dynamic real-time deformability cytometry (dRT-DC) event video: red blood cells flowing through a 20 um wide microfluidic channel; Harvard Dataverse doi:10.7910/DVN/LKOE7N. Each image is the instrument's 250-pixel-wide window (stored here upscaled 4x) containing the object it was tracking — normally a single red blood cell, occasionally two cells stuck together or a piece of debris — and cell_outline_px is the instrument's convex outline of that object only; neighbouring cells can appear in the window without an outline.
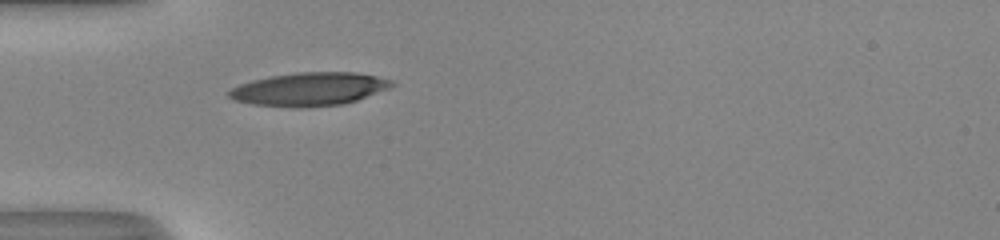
{"species": "human", "species_latin": "Homo sapiens", "temperature_condition": "room temperature", "stored_images_in_passage": 30, "camera_frame_rate_fps": 3000, "um_per_image_px": 0.085, "donor": {"sex": "male"}, "frame": {"image": 1, "passage_image": 1, "time_ms": 0.0, "image_size_px": [1000, 240], "cell_outline_px": [[396, 84], [388, 88], [356, 100], [344, 104], [304, 108], [292, 108], [252, 104], [236, 100], [228, 96], [228, 92], [232, 88], [240, 84], [252, 80], [268, 76], [296, 72], [356, 72], [376, 76], [392, 80]], "centroid_in_image_um": [26.27, 7.58], "position_along_channel_um": 58.7, "area_um2": 31.67}}
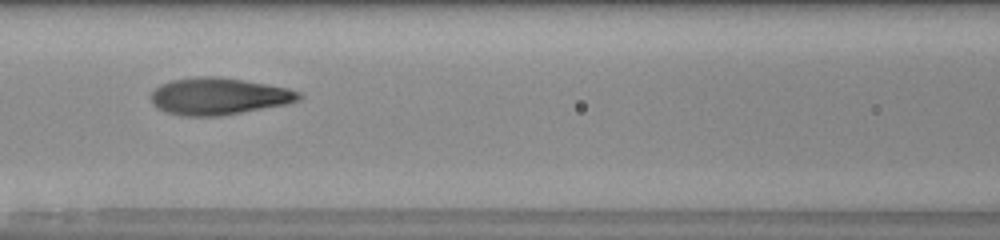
{"frame": {"image": 2, "passage_image": 8, "time_ms": 2.333, "image_size_px": [1000, 240], "cell_outline_px": [[304, 96], [300, 100], [288, 104], [220, 116], [180, 116], [156, 108], [152, 104], [152, 92], [160, 84], [172, 80], [200, 76], [216, 76], [244, 80], [288, 88], [300, 92]], "centroid_in_image_um": [18.61, 8.19], "position_along_channel_um": 148.0, "area_um2": 31.96}}
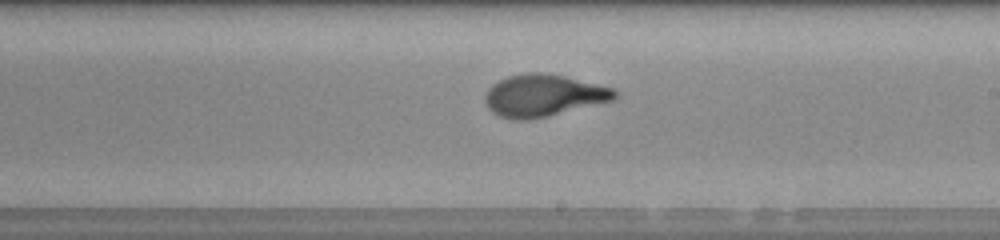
{"frame": {"image": 3, "passage_image": 15, "time_ms": 4.667, "image_size_px": [1000, 240], "cell_outline_px": [[620, 96], [616, 100], [528, 120], [512, 120], [500, 116], [492, 112], [488, 108], [484, 100], [484, 96], [488, 88], [492, 84], [508, 76], [528, 72], [544, 72], [564, 76], [612, 88], [620, 92]], "centroid_in_image_um": [46.19, 8.12], "position_along_channel_um": 242.8, "area_um2": 31.91}, "authors_computed_cell_mechanics": {"area_um2": 31.4432, "velocity_mm_per_s": 4.0781, "shape_relaxation_time_tau1_ms": 4.3132, "shape_relaxation_time_tau2_ms": 0.836, "deformation_change_tau1": 0.233, "deformation_change_tau2": 0.0767}}